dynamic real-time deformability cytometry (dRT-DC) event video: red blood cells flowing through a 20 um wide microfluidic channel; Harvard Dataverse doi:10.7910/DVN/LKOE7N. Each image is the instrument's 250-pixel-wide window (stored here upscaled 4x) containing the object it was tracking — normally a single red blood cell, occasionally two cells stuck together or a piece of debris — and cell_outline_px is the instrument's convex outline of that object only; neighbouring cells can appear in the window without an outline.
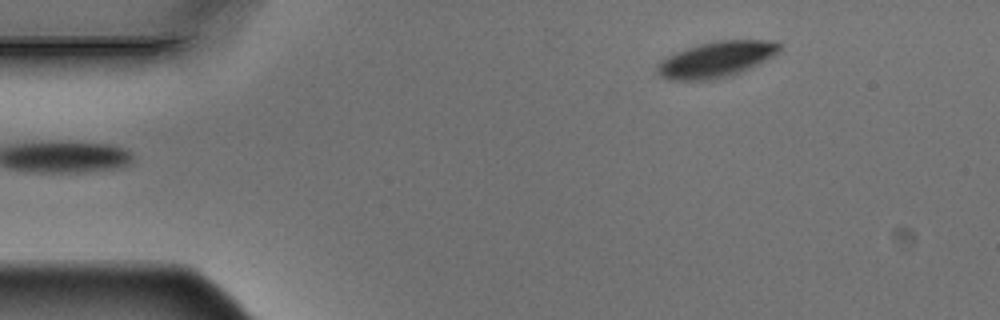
{"species": "Egyptian fruit bat (a non-hibernating species)", "species_latin": "Rousettus aegyptiacus", "temperature_condition": "warm", "stored_images_in_passage": 5, "camera_frame_rate_fps": 3000, "um_per_image_px": 0.085, "animal": {"sex": "male"}, "frame": {"image": 1, "passage_image": 1, "time_ms": 0.0, "image_size_px": [1000, 320], "cell_outline_px": [[780, 52], [740, 72], [708, 80], [668, 80], [660, 76], [656, 68], [656, 64], [660, 60], [676, 52], [700, 44], [716, 40], [776, 40], [780, 44]], "centroid_in_image_um": [60.85, 5.03], "position_along_channel_um": 24.1, "area_um2": 25.2}}
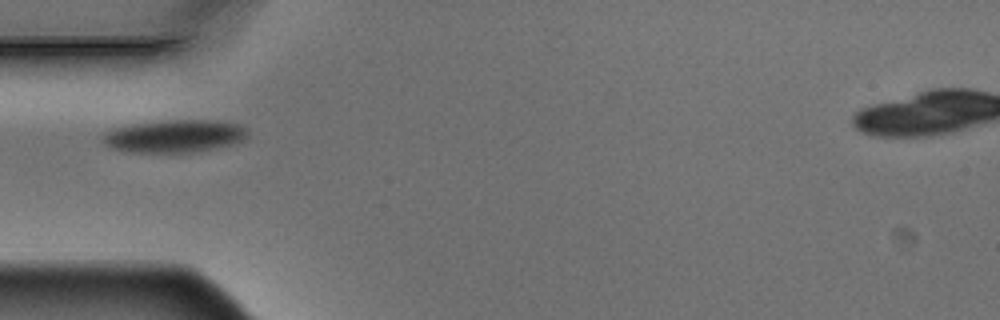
{"frame": {"image": 2, "passage_image": 4, "time_ms": 1.0, "image_size_px": [1000, 320], "cell_outline_px": [[248, 136], [244, 140], [232, 144], [200, 152], [128, 152], [112, 148], [104, 140], [104, 136], [108, 132], [116, 128], [132, 124], [164, 120], [220, 120], [240, 124], [248, 128]], "centroid_in_image_um": [14.95, 11.56], "position_along_channel_um": 70.0, "area_um2": 27.63}}
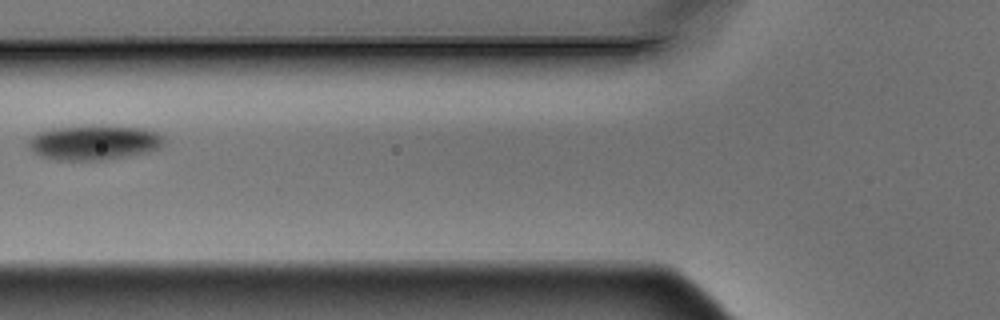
{"frame": {"image": 3, "passage_image": 5, "time_ms": 1.333, "image_size_px": [1000, 320], "cell_outline_px": [[164, 140], [160, 148], [148, 152], [108, 160], [52, 160], [40, 156], [32, 152], [28, 148], [28, 140], [36, 132], [52, 128], [92, 124], [104, 124], [144, 128], [156, 132], [164, 136]], "centroid_in_image_um": [7.97, 12.09], "position_along_channel_um": 117.8, "area_um2": 28.44}}